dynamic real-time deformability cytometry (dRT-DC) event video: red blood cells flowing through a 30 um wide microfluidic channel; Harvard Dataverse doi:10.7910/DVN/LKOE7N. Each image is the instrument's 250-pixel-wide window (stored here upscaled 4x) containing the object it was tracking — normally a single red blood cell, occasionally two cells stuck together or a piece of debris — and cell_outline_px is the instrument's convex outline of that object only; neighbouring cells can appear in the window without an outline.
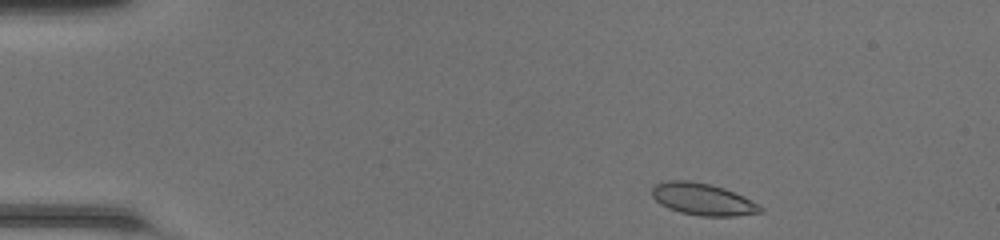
{"species": "common noctule bat (a hibernating species)", "species_latin": "Nyctalus noctula", "temperature_condition": "room temperature", "stored_images_in_passage": 43, "camera_frame_rate_fps": 3000, "um_per_image_px": 0.085, "animal": {"sex": "female", "body_mass_g": 20.0, "forearm_length_mm": 54.0}, "frame": {"image": 1, "passage_image": 2, "time_ms": 0.333, "image_size_px": [1000, 240], "cell_outline_px": [[764, 212], [736, 216], [700, 216], [680, 212], [668, 208], [660, 204], [652, 196], [652, 188], [656, 184], [668, 180], [688, 180], [712, 184], [724, 188], [744, 196], [752, 200], [764, 208]], "centroid_in_image_um": [59.76, 16.93], "position_along_channel_um": 25.2, "area_um2": 20.35}}
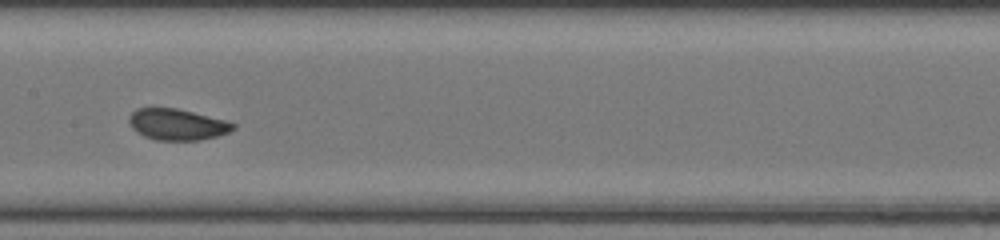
{"frame": {"image": 2, "passage_image": 20, "time_ms": 6.333, "image_size_px": [1000, 240], "cell_outline_px": [[236, 128], [228, 132], [216, 136], [200, 140], [156, 140], [144, 136], [136, 132], [132, 128], [128, 120], [128, 116], [136, 108], [176, 108], [224, 120], [236, 124]], "centroid_in_image_um": [15.02, 10.58], "position_along_channel_um": 192.4, "area_um2": 18.84}}
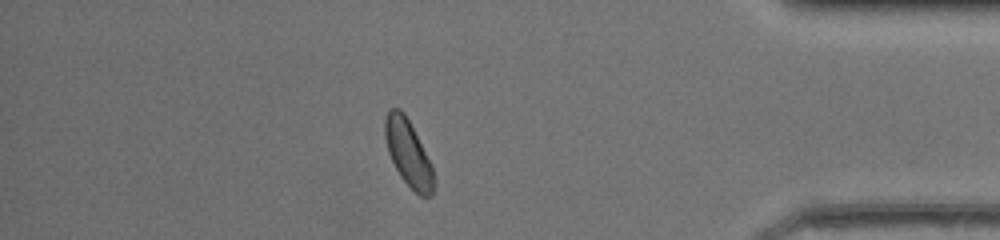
{"frame": {"image": 3, "passage_image": 37, "time_ms": 12.0, "image_size_px": [1000, 240], "cell_outline_px": [[436, 180], [432, 196], [420, 196], [400, 176], [388, 152], [384, 136], [384, 120], [388, 108], [400, 108], [404, 112], [432, 164]], "centroid_in_image_um": [34.71, 13.01], "position_along_channel_um": 400.5, "area_um2": 18.96}, "authors_computed_cell_mechanics": {"area_um2": 19.074, "velocity_mm_per_s": 4.2693, "shape_relaxation_time_tau1_ms": 2.2789, "shape_relaxation_time_tau2_ms": 0.8153, "deformation_change_tau1": 0.0774, "deformation_change_tau2": 0.0421}}